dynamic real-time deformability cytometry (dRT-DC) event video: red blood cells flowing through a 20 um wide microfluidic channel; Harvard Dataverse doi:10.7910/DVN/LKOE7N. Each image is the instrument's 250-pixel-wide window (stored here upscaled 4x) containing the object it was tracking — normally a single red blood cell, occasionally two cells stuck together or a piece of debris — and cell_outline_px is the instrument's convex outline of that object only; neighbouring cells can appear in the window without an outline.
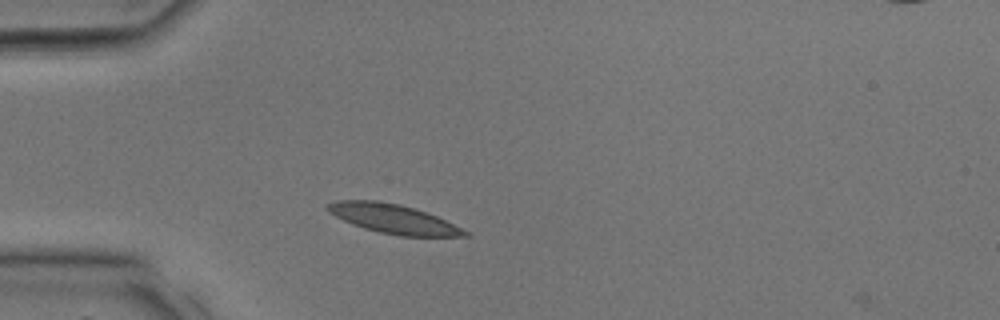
{"species": "common noctule bat (a hibernating species)", "species_latin": "Nyctalus noctula", "temperature_condition": "room temperature", "stored_images_in_passage": 4, "camera_frame_rate_fps": 3000, "um_per_image_px": 0.085, "animal": {"sex": "male", "body_mass_g": 17.9, "forearm_length_mm": 54.2}, "frame": {"image": 1, "passage_image": 1, "time_ms": 0.0, "image_size_px": [1000, 320], "cell_outline_px": [[472, 236], [400, 236], [380, 232], [364, 228], [352, 224], [328, 212], [324, 208], [324, 204], [336, 200], [376, 200], [400, 204], [428, 212], [468, 232]], "centroid_in_image_um": [33.37, 18.58], "position_along_channel_um": 51.6, "area_um2": 23.29}}
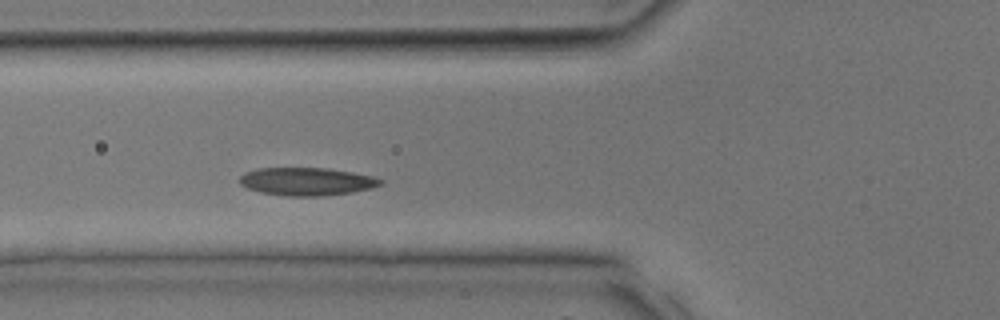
{"frame": {"image": 2, "passage_image": 4, "time_ms": 1.0, "image_size_px": [1000, 320], "cell_outline_px": [[384, 184], [372, 188], [352, 192], [320, 196], [288, 196], [260, 192], [248, 188], [240, 184], [240, 176], [244, 172], [256, 168], [328, 168], [352, 172], [372, 176], [384, 180]], "centroid_in_image_um": [26.08, 15.42], "position_along_channel_um": 99.7, "area_um2": 23.0}}